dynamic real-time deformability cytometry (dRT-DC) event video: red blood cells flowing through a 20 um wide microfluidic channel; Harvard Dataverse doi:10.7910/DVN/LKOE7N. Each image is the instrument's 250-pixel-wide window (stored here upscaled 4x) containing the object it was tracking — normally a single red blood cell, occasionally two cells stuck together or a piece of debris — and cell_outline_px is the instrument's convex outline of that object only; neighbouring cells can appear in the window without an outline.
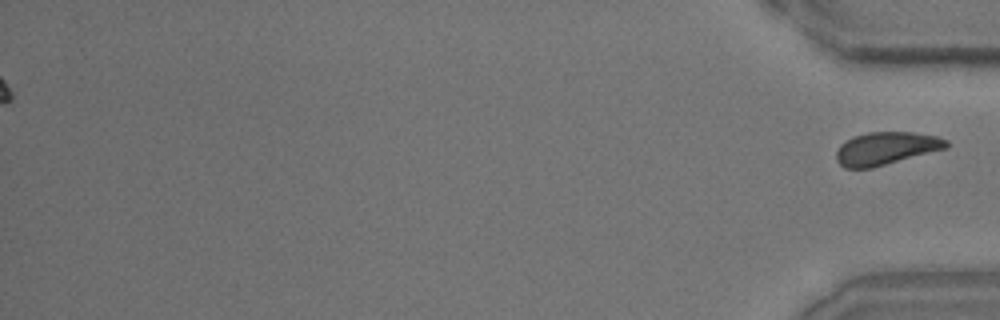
{"species": "common noctule bat (a hibernating species)", "species_latin": "Nyctalus noctula", "temperature_condition": "room temperature", "stored_images_in_passage": 48, "segment_of_instrument_passage": [2, 2], "camera_frame_rate_fps": 3000, "um_per_image_px": 0.085, "animal": {"sex": "male", "body_mass_g": 15.6}, "frame": {"image": 1, "passage_image": 48, "time_ms": 15.667, "image_size_px": [1000, 320], "cell_outline_px": [[948, 148], [872, 168], [844, 168], [836, 160], [836, 152], [840, 144], [852, 136], [868, 132], [912, 132], [936, 136], [948, 140]], "centroid_in_image_um": [75.3, 12.61], "position_along_channel_um": 359.9, "area_um2": 21.15}}